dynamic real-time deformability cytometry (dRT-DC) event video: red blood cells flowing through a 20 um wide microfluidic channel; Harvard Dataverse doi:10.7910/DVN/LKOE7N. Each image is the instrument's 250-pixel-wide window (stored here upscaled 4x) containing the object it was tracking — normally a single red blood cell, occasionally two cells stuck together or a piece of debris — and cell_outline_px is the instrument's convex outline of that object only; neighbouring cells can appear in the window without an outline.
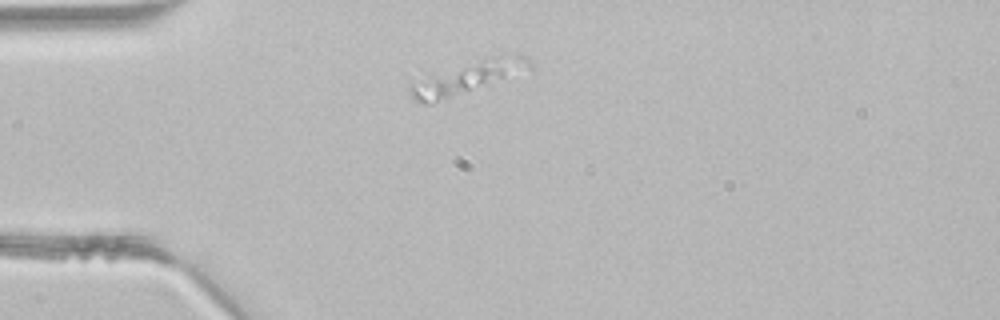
{"species": "common noctule bat (a hibernating species)", "species_latin": "Nyctalus noctula", "temperature_condition": "room temperature", "stored_images_in_passage": 1, "camera_frame_rate_fps": 3000, "um_per_image_px": 0.085, "animal": {"sex": "male", "body_mass_g": 21.5, "forearm_length_mm": 52.0}, "frame": {"image": 1, "passage_image": 1, "time_ms": 0.0, "image_size_px": [1000, 320], "cell_outline_px": [[504, 76], [432, 104], [424, 104], [416, 100], [408, 92], [408, 84], [484, 56], [496, 56], [500, 60], [504, 72]], "centroid_in_image_um": [38.8, 6.8], "position_along_channel_um": 46.2, "area_um2": 17.4}}